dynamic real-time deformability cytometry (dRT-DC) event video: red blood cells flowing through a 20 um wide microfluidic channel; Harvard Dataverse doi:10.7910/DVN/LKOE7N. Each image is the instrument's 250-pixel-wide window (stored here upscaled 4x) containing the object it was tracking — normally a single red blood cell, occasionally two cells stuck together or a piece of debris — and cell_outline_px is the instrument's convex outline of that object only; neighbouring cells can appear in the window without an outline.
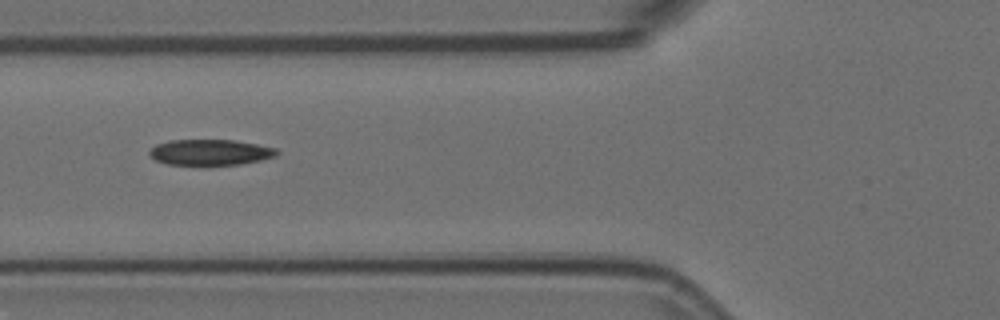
{"species": "Egyptian fruit bat (a non-hibernating species)", "species_latin": "Rousettus aegyptiacus", "temperature_condition": "room temperature", "stored_images_in_passage": 4, "camera_frame_rate_fps": 3000, "um_per_image_px": 0.085, "animal": {"sex": "female"}, "frame": {"image": 1, "passage_image": 2, "time_ms": 0.333, "image_size_px": [1000, 320], "cell_outline_px": [[280, 152], [276, 156], [260, 160], [240, 164], [168, 164], [156, 160], [148, 152], [156, 144], [168, 140], [232, 140], [256, 144], [276, 148]], "centroid_in_image_um": [17.88, 12.93], "position_along_channel_um": 107.9, "area_um2": 18.84}}
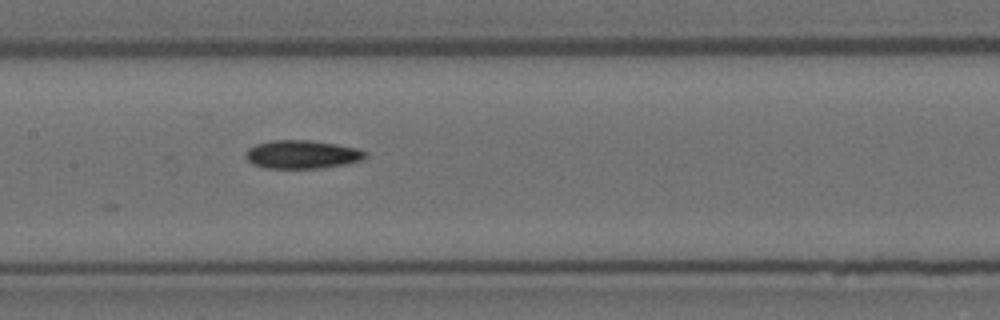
{"frame": {"image": 2, "passage_image": 4, "time_ms": 1.0, "image_size_px": [1000, 320], "cell_outline_px": [[368, 156], [364, 160], [348, 164], [324, 168], [264, 168], [252, 164], [248, 160], [248, 148], [256, 144], [272, 140], [312, 140], [336, 144], [356, 148], [368, 152]], "centroid_in_image_um": [25.75, 13.13], "position_along_channel_um": 181.6, "area_um2": 19.94}}